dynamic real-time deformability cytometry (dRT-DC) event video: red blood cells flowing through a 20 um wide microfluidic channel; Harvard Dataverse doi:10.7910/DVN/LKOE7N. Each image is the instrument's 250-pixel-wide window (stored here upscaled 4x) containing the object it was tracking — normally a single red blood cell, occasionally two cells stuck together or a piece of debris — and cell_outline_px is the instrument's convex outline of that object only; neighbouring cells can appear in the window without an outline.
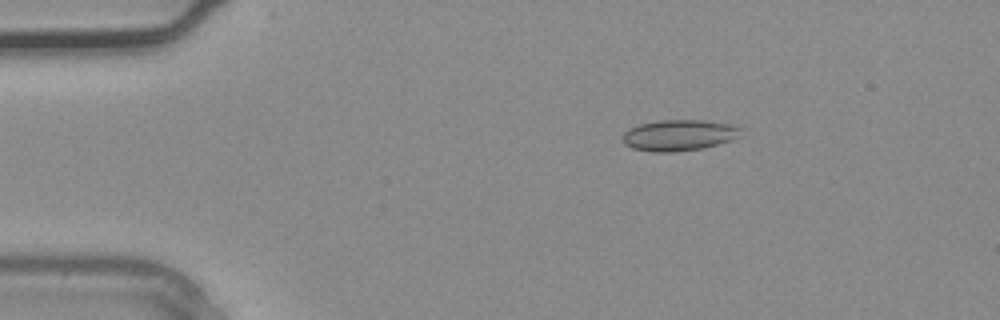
{"species": "common noctule bat (a hibernating species)", "species_latin": "Nyctalus noctula", "temperature_condition": "warm", "stored_images_in_passage": 3, "camera_frame_rate_fps": 3000, "um_per_image_px": 0.085, "animal": {"sex": "male", "body_mass_g": 20.4}, "frame": {"image": 1, "passage_image": 2, "time_ms": 0.333, "image_size_px": [1000, 320], "cell_outline_px": [[744, 128], [740, 136], [732, 140], [704, 148], [672, 152], [652, 152], [632, 148], [624, 144], [624, 132], [628, 128], [640, 124], [660, 120], [704, 120], [740, 124]], "centroid_in_image_um": [57.81, 11.48], "position_along_channel_um": 27.2, "area_um2": 21.85}}